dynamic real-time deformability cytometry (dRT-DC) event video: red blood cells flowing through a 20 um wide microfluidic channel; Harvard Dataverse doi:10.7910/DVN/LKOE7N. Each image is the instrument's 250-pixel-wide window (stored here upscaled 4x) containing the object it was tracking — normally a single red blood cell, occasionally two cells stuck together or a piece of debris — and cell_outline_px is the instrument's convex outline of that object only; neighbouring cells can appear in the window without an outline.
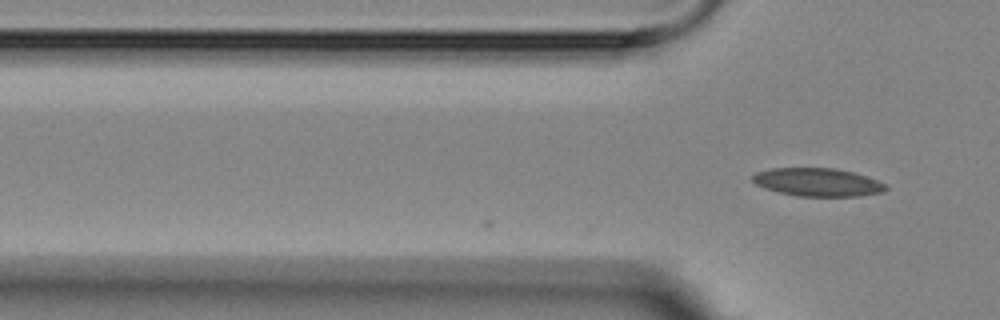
{"species": "Egyptian fruit bat (a non-hibernating species)", "species_latin": "Rousettus aegyptiacus", "temperature_condition": "room temperature", "stored_images_in_passage": 2, "camera_frame_rate_fps": 3000, "um_per_image_px": 0.085, "animal": {"sex": "female"}, "frame": {"image": 1, "passage_image": 2, "time_ms": 1.0, "image_size_px": [1000, 320], "cell_outline_px": [[888, 188], [884, 192], [860, 196], [796, 196], [764, 188], [756, 184], [752, 180], [752, 176], [756, 172], [772, 168], [836, 168], [852, 172], [876, 180], [884, 184]], "centroid_in_image_um": [69.48, 15.49], "position_along_channel_um": 56.3, "area_um2": 21.73}}